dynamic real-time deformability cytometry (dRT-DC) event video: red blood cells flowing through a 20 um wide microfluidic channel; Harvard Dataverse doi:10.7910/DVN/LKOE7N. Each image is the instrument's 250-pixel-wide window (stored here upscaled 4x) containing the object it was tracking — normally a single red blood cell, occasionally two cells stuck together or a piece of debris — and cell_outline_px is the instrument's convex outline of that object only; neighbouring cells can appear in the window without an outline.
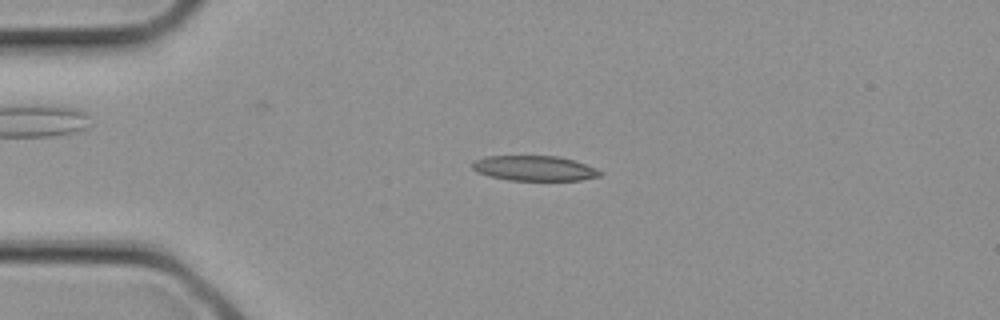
{"species": "common noctule bat (a hibernating species)", "species_latin": "Nyctalus noctula", "temperature_condition": "cold", "stored_images_in_passage": 2, "camera_frame_rate_fps": 3000, "um_per_image_px": 0.085, "animal": {"sex": "female", "body_mass_g": 21.9}, "frame": {"image": 1, "passage_image": 2, "time_ms": 0.333, "image_size_px": [1000, 320], "cell_outline_px": [[604, 172], [600, 176], [580, 180], [508, 180], [488, 176], [476, 172], [472, 168], [472, 164], [476, 160], [484, 156], [560, 156], [596, 168]], "centroid_in_image_um": [45.41, 14.3], "position_along_channel_um": 39.6, "area_um2": 18.67}}